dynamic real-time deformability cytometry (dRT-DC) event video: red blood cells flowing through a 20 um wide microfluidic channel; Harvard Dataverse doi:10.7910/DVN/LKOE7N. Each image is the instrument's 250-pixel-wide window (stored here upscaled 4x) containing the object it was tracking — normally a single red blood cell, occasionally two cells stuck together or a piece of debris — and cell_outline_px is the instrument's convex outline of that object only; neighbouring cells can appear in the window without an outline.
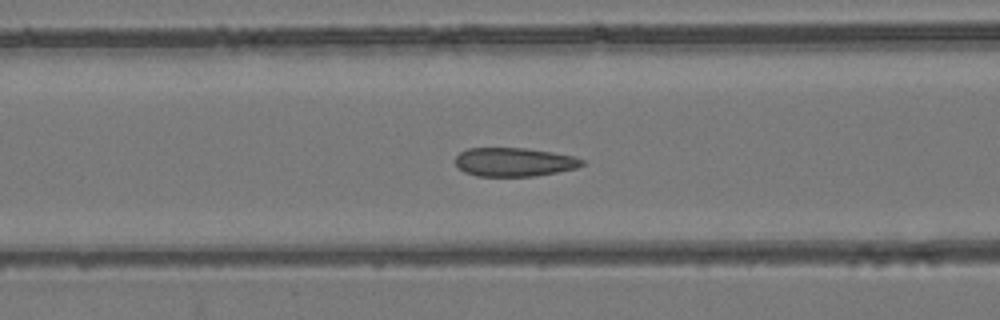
{"species": "common noctule bat (a hibernating species)", "species_latin": "Nyctalus noctula", "temperature_condition": "room temperature", "stored_images_in_passage": 47, "camera_frame_rate_fps": 3000, "um_per_image_px": 0.085, "animal": {"sex": "female", "body_mass_g": 24.6, "forearm_length_mm": 56.2}, "frame": {"image": 1, "passage_image": 15, "time_ms": 4.667, "image_size_px": [1000, 320], "cell_outline_px": [[584, 164], [576, 168], [536, 176], [476, 176], [464, 172], [456, 164], [456, 156], [460, 152], [468, 148], [524, 148], [552, 152], [572, 156], [584, 160]], "centroid_in_image_um": [43.69, 13.77], "position_along_channel_um": 122.9, "area_um2": 21.1}}
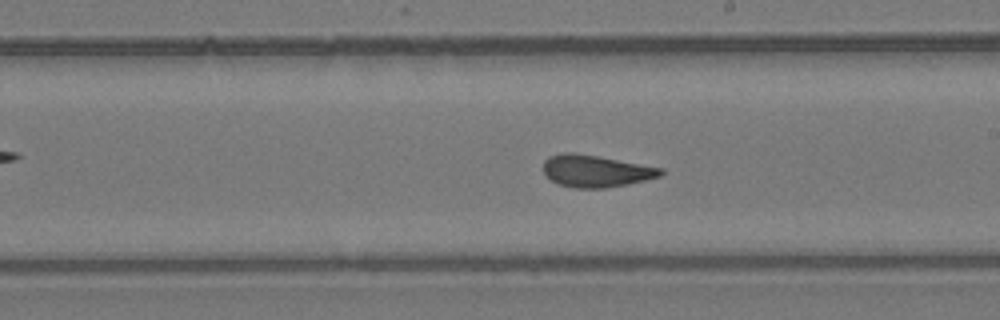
{"frame": {"image": 2, "passage_image": 24, "time_ms": 7.667, "image_size_px": [1000, 320], "cell_outline_px": [[664, 172], [660, 176], [628, 184], [604, 188], [576, 188], [560, 184], [544, 176], [544, 160], [548, 156], [564, 152], [576, 152], [664, 168]], "centroid_in_image_um": [50.63, 14.52], "position_along_channel_um": 238.4, "area_um2": 21.96}}
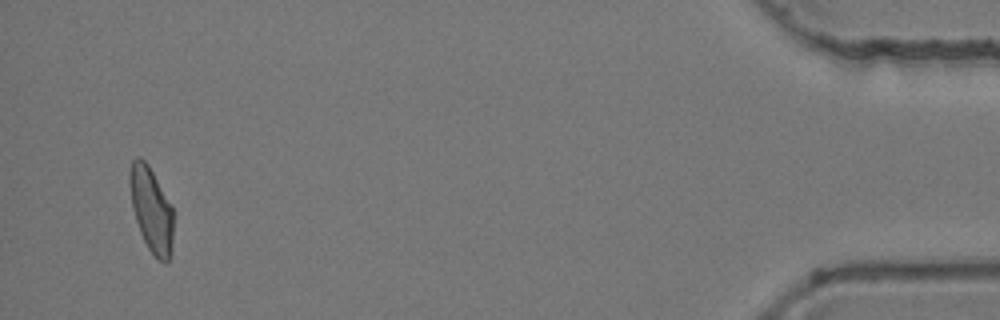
{"frame": {"image": 3, "passage_image": 45, "time_ms": 14.667, "image_size_px": [1000, 320], "cell_outline_px": [[172, 252], [168, 260], [164, 264], [148, 248], [140, 232], [132, 208], [128, 180], [128, 176], [132, 160], [136, 156], [140, 156], [148, 164], [172, 204]], "centroid_in_image_um": [12.84, 17.77], "position_along_channel_um": 422.4, "area_um2": 21.68}, "authors_computed_cell_mechanics": {"area_um2": 21.964, "velocity_mm_per_s": 3.8477, "shape_relaxation_time_tau1_ms": null, "shape_relaxation_time_tau2_ms": 1.25, "deformation_change_tau1": null, "deformation_change_tau2": 0.0683}}